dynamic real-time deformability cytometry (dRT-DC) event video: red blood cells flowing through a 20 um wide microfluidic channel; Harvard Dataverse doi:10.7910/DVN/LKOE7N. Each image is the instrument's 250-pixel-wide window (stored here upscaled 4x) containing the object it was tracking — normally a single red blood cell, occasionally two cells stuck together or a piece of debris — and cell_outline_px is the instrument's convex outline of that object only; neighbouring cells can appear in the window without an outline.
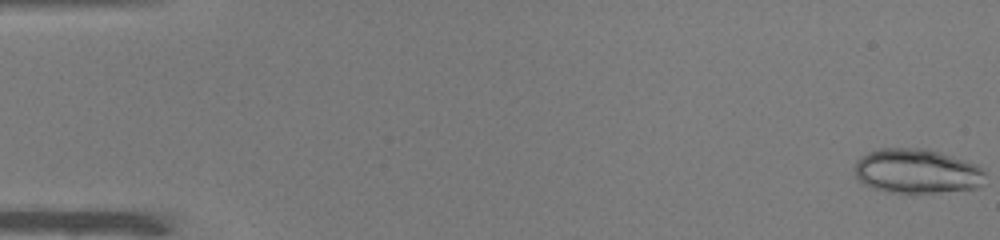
{"species": "common noctule bat (a hibernating species)", "species_latin": "Nyctalus noctula", "temperature_condition": "warm", "stored_images_in_passage": 51, "camera_frame_rate_fps": 3000, "um_per_image_px": 0.085, "animal": {"sex": "male", "body_mass_g": 19.0, "forearm_length_mm": 50.8}, "frame": {"image": 1, "passage_image": 1, "time_ms": 0.0, "image_size_px": [1000, 240], "cell_outline_px": [[984, 172], [980, 184], [976, 188], [932, 192], [900, 192], [876, 188], [860, 180], [856, 176], [856, 160], [860, 156], [868, 152], [880, 148], [928, 148], [976, 164]], "centroid_in_image_um": [77.92, 14.51], "position_along_channel_um": 7.1, "area_um2": 33.06}}